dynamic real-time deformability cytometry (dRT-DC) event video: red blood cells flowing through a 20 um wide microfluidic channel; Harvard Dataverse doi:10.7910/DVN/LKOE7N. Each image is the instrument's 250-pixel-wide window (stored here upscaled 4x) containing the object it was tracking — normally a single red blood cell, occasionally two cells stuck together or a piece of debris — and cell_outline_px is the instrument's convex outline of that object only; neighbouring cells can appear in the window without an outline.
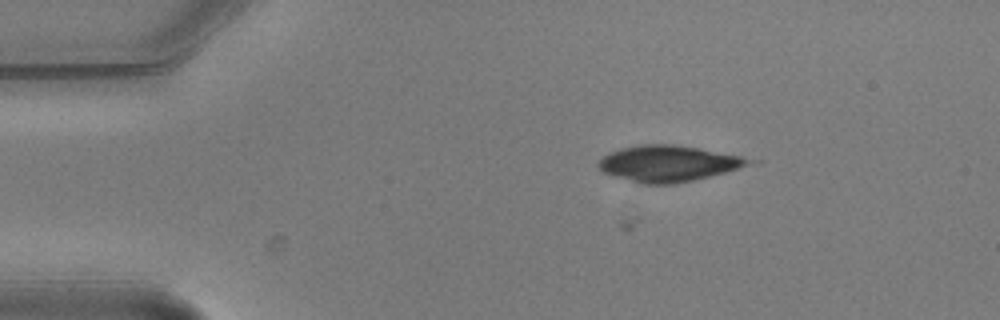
{"species": "common noctule bat (a hibernating species)", "species_latin": "Nyctalus noctula", "temperature_condition": "warm", "stored_images_in_passage": 6, "camera_frame_rate_fps": 3000, "um_per_image_px": 0.085, "animal": {"sex": "male", "body_mass_g": 20.5, "forearm_length_mm": 52.5}, "frame": {"image": 1, "passage_image": 4, "time_ms": 1.0, "image_size_px": [1000, 320], "cell_outline_px": [[764, 160], [752, 164], [724, 172], [676, 184], [640, 184], [604, 172], [596, 164], [608, 152], [620, 148], [636, 144], [672, 144], [700, 148]], "centroid_in_image_um": [56.85, 13.88], "position_along_channel_um": 28.2, "area_um2": 31.85}}